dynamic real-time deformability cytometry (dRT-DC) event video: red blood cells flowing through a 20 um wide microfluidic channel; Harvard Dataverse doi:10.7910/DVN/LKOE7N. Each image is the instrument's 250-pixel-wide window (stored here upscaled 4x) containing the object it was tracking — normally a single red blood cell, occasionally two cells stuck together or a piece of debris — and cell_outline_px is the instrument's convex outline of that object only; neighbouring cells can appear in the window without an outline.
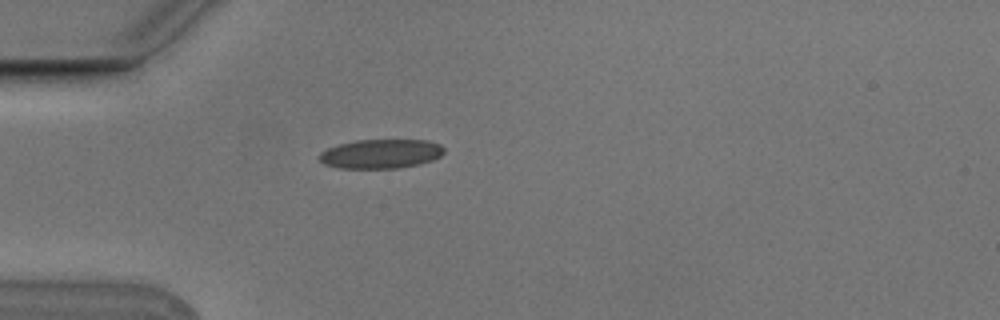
{"species": "Egyptian fruit bat (a non-hibernating species)", "species_latin": "Rousettus aegyptiacus", "temperature_condition": "cold", "stored_images_in_passage": 1, "camera_frame_rate_fps": 3000, "um_per_image_px": 0.085, "animal": {"sex": "male"}, "frame": {"image": 1, "passage_image": 1, "time_ms": 0.0, "image_size_px": [1000, 320], "cell_outline_px": [[444, 152], [440, 156], [432, 160], [420, 164], [396, 168], [340, 168], [324, 164], [320, 160], [320, 152], [328, 148], [340, 144], [356, 140], [428, 140], [440, 144], [444, 148]], "centroid_in_image_um": [32.39, 13.07], "position_along_channel_um": 52.6, "area_um2": 21.15}}